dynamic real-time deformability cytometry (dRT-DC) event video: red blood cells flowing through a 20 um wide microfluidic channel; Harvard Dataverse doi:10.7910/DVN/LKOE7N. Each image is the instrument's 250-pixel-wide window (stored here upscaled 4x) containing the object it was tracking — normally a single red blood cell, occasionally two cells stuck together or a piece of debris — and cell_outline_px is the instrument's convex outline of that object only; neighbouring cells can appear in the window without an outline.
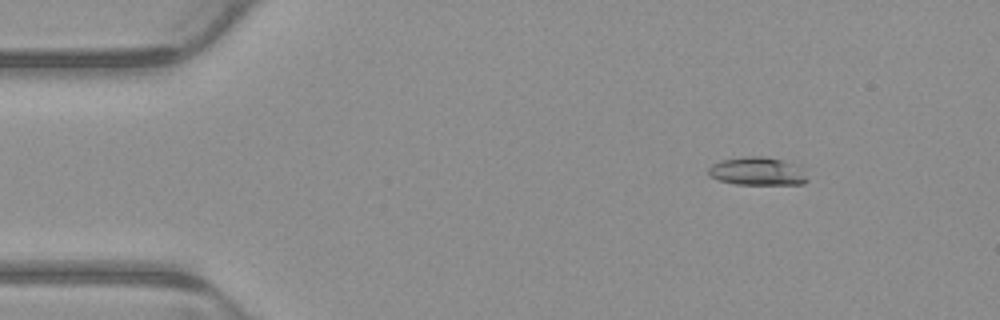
{"species": "common noctule bat (a hibernating species)", "species_latin": "Nyctalus noctula", "temperature_condition": "warm", "stored_images_in_passage": 6, "camera_frame_rate_fps": 3000, "um_per_image_px": 0.085, "animal": {"sex": "male", "body_mass_g": 23.1, "forearm_length_mm": 52.7}, "frame": {"image": 1, "passage_image": 2, "time_ms": 0.333, "image_size_px": [1000, 320], "cell_outline_px": [[808, 180], [804, 184], [736, 184], [720, 180], [708, 176], [708, 168], [712, 164], [720, 160], [744, 156], [764, 156], [784, 160], [800, 164]], "centroid_in_image_um": [64.4, 14.54], "position_along_channel_um": 20.6, "area_um2": 16.53}}
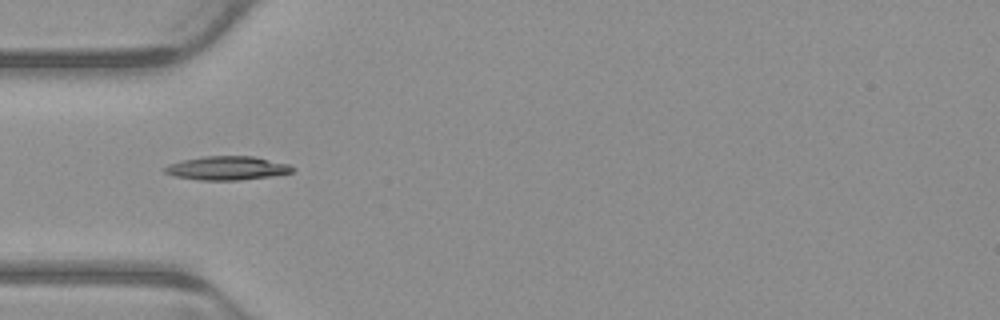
{"frame": {"image": 2, "passage_image": 5, "time_ms": 1.333, "image_size_px": [1000, 320], "cell_outline_px": [[296, 168], [292, 172], [272, 176], [240, 180], [196, 180], [172, 176], [164, 172], [164, 168], [168, 164], [184, 160], [204, 156], [252, 156], [288, 164]], "centroid_in_image_um": [19.28, 14.3], "position_along_channel_um": 65.7, "area_um2": 17.69}}
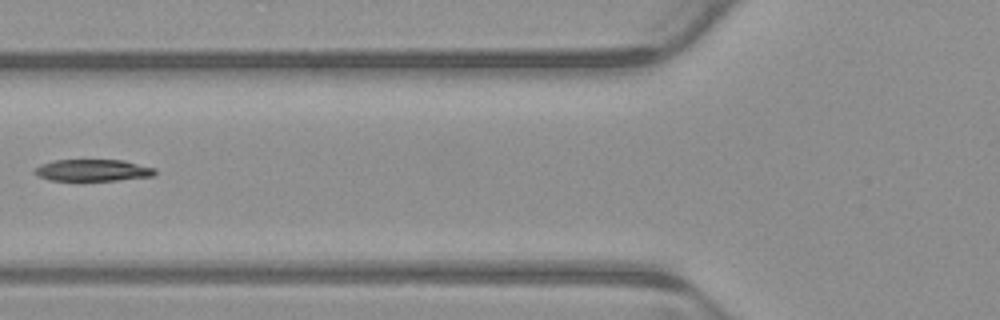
{"frame": {"image": 3, "passage_image": 6, "time_ms": 1.667, "image_size_px": [1000, 320], "cell_outline_px": [[156, 172], [152, 176], [116, 180], [48, 180], [32, 172], [40, 164], [52, 160], [124, 160], [156, 168]], "centroid_in_image_um": [7.88, 14.46], "position_along_channel_um": 117.9, "area_um2": 15.2}}